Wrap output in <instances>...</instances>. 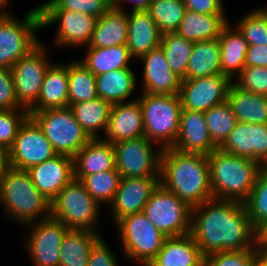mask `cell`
Wrapping results in <instances>:
<instances>
[{
	"instance_id": "6da1fadb",
	"label": "cell",
	"mask_w": 267,
	"mask_h": 266,
	"mask_svg": "<svg viewBox=\"0 0 267 266\" xmlns=\"http://www.w3.org/2000/svg\"><path fill=\"white\" fill-rule=\"evenodd\" d=\"M190 234L204 257L258 247V232L251 225L244 203L238 201L212 198L193 207Z\"/></svg>"
},
{
	"instance_id": "7a4b0ae2",
	"label": "cell",
	"mask_w": 267,
	"mask_h": 266,
	"mask_svg": "<svg viewBox=\"0 0 267 266\" xmlns=\"http://www.w3.org/2000/svg\"><path fill=\"white\" fill-rule=\"evenodd\" d=\"M159 184L173 192L191 208L213 198L208 157L163 149L160 156Z\"/></svg>"
},
{
	"instance_id": "3957f363",
	"label": "cell",
	"mask_w": 267,
	"mask_h": 266,
	"mask_svg": "<svg viewBox=\"0 0 267 266\" xmlns=\"http://www.w3.org/2000/svg\"><path fill=\"white\" fill-rule=\"evenodd\" d=\"M208 157L213 198L244 203L255 185L259 162L214 150Z\"/></svg>"
},
{
	"instance_id": "277c9868",
	"label": "cell",
	"mask_w": 267,
	"mask_h": 266,
	"mask_svg": "<svg viewBox=\"0 0 267 266\" xmlns=\"http://www.w3.org/2000/svg\"><path fill=\"white\" fill-rule=\"evenodd\" d=\"M0 203L7 217L24 226L50 216L51 202L35 187L26 170H7L0 180Z\"/></svg>"
},
{
	"instance_id": "5b68a950",
	"label": "cell",
	"mask_w": 267,
	"mask_h": 266,
	"mask_svg": "<svg viewBox=\"0 0 267 266\" xmlns=\"http://www.w3.org/2000/svg\"><path fill=\"white\" fill-rule=\"evenodd\" d=\"M137 100L143 113L145 137L161 149L172 148L179 132L182 110L179 94L141 93Z\"/></svg>"
},
{
	"instance_id": "8992f818",
	"label": "cell",
	"mask_w": 267,
	"mask_h": 266,
	"mask_svg": "<svg viewBox=\"0 0 267 266\" xmlns=\"http://www.w3.org/2000/svg\"><path fill=\"white\" fill-rule=\"evenodd\" d=\"M100 206L77 179H72L51 201L50 216L68 229L98 232Z\"/></svg>"
},
{
	"instance_id": "52a82bcc",
	"label": "cell",
	"mask_w": 267,
	"mask_h": 266,
	"mask_svg": "<svg viewBox=\"0 0 267 266\" xmlns=\"http://www.w3.org/2000/svg\"><path fill=\"white\" fill-rule=\"evenodd\" d=\"M57 154L74 157L91 138L75 119L71 108L29 112Z\"/></svg>"
},
{
	"instance_id": "ba28073f",
	"label": "cell",
	"mask_w": 267,
	"mask_h": 266,
	"mask_svg": "<svg viewBox=\"0 0 267 266\" xmlns=\"http://www.w3.org/2000/svg\"><path fill=\"white\" fill-rule=\"evenodd\" d=\"M115 227L125 257L140 266H147L156 257L167 238L143 212L121 218Z\"/></svg>"
},
{
	"instance_id": "9c48e42d",
	"label": "cell",
	"mask_w": 267,
	"mask_h": 266,
	"mask_svg": "<svg viewBox=\"0 0 267 266\" xmlns=\"http://www.w3.org/2000/svg\"><path fill=\"white\" fill-rule=\"evenodd\" d=\"M38 30H41V18L34 7L22 20L13 15L0 18V68L11 69L34 49L41 42L37 37Z\"/></svg>"
},
{
	"instance_id": "30bf717a",
	"label": "cell",
	"mask_w": 267,
	"mask_h": 266,
	"mask_svg": "<svg viewBox=\"0 0 267 266\" xmlns=\"http://www.w3.org/2000/svg\"><path fill=\"white\" fill-rule=\"evenodd\" d=\"M143 213L166 237L190 233L192 208L160 184L151 193Z\"/></svg>"
},
{
	"instance_id": "8fae6325",
	"label": "cell",
	"mask_w": 267,
	"mask_h": 266,
	"mask_svg": "<svg viewBox=\"0 0 267 266\" xmlns=\"http://www.w3.org/2000/svg\"><path fill=\"white\" fill-rule=\"evenodd\" d=\"M145 136L113 144L115 167L121 178H159L161 147Z\"/></svg>"
},
{
	"instance_id": "7c38bea8",
	"label": "cell",
	"mask_w": 267,
	"mask_h": 266,
	"mask_svg": "<svg viewBox=\"0 0 267 266\" xmlns=\"http://www.w3.org/2000/svg\"><path fill=\"white\" fill-rule=\"evenodd\" d=\"M42 41L10 69L19 104L29 110L38 100L51 61Z\"/></svg>"
},
{
	"instance_id": "4fadbf2b",
	"label": "cell",
	"mask_w": 267,
	"mask_h": 266,
	"mask_svg": "<svg viewBox=\"0 0 267 266\" xmlns=\"http://www.w3.org/2000/svg\"><path fill=\"white\" fill-rule=\"evenodd\" d=\"M25 228L30 232L24 245L34 266H59L60 245L68 228L52 216L26 225Z\"/></svg>"
},
{
	"instance_id": "5bb4252c",
	"label": "cell",
	"mask_w": 267,
	"mask_h": 266,
	"mask_svg": "<svg viewBox=\"0 0 267 266\" xmlns=\"http://www.w3.org/2000/svg\"><path fill=\"white\" fill-rule=\"evenodd\" d=\"M55 155L57 153L42 129L29 116L20 126L13 145L9 149L10 166L27 171Z\"/></svg>"
},
{
	"instance_id": "9a60e30c",
	"label": "cell",
	"mask_w": 267,
	"mask_h": 266,
	"mask_svg": "<svg viewBox=\"0 0 267 266\" xmlns=\"http://www.w3.org/2000/svg\"><path fill=\"white\" fill-rule=\"evenodd\" d=\"M97 18L71 10H48L41 17V29L58 23L55 43L59 47L88 46Z\"/></svg>"
},
{
	"instance_id": "2e32d148",
	"label": "cell",
	"mask_w": 267,
	"mask_h": 266,
	"mask_svg": "<svg viewBox=\"0 0 267 266\" xmlns=\"http://www.w3.org/2000/svg\"><path fill=\"white\" fill-rule=\"evenodd\" d=\"M231 84L222 74L182 80L179 91L182 109L206 112L224 103Z\"/></svg>"
},
{
	"instance_id": "e0dca14e",
	"label": "cell",
	"mask_w": 267,
	"mask_h": 266,
	"mask_svg": "<svg viewBox=\"0 0 267 266\" xmlns=\"http://www.w3.org/2000/svg\"><path fill=\"white\" fill-rule=\"evenodd\" d=\"M158 184L159 178H121L115 197L109 205L114 223L125 216L143 212Z\"/></svg>"
},
{
	"instance_id": "ac0fdd59",
	"label": "cell",
	"mask_w": 267,
	"mask_h": 266,
	"mask_svg": "<svg viewBox=\"0 0 267 266\" xmlns=\"http://www.w3.org/2000/svg\"><path fill=\"white\" fill-rule=\"evenodd\" d=\"M219 149L231 155L260 162L267 154V124L237 121Z\"/></svg>"
},
{
	"instance_id": "d6986e66",
	"label": "cell",
	"mask_w": 267,
	"mask_h": 266,
	"mask_svg": "<svg viewBox=\"0 0 267 266\" xmlns=\"http://www.w3.org/2000/svg\"><path fill=\"white\" fill-rule=\"evenodd\" d=\"M172 148L205 156L218 149L210 137L204 112L181 110L179 132Z\"/></svg>"
},
{
	"instance_id": "ffe728a7",
	"label": "cell",
	"mask_w": 267,
	"mask_h": 266,
	"mask_svg": "<svg viewBox=\"0 0 267 266\" xmlns=\"http://www.w3.org/2000/svg\"><path fill=\"white\" fill-rule=\"evenodd\" d=\"M138 60L144 66L141 93L179 94L182 79L172 71L160 46Z\"/></svg>"
},
{
	"instance_id": "44dd1931",
	"label": "cell",
	"mask_w": 267,
	"mask_h": 266,
	"mask_svg": "<svg viewBox=\"0 0 267 266\" xmlns=\"http://www.w3.org/2000/svg\"><path fill=\"white\" fill-rule=\"evenodd\" d=\"M27 171L35 187L51 202L74 178L73 158L57 154Z\"/></svg>"
},
{
	"instance_id": "7402d4cb",
	"label": "cell",
	"mask_w": 267,
	"mask_h": 266,
	"mask_svg": "<svg viewBox=\"0 0 267 266\" xmlns=\"http://www.w3.org/2000/svg\"><path fill=\"white\" fill-rule=\"evenodd\" d=\"M145 136L143 113L139 101L113 104L105 138L111 144Z\"/></svg>"
},
{
	"instance_id": "603a6c76",
	"label": "cell",
	"mask_w": 267,
	"mask_h": 266,
	"mask_svg": "<svg viewBox=\"0 0 267 266\" xmlns=\"http://www.w3.org/2000/svg\"><path fill=\"white\" fill-rule=\"evenodd\" d=\"M127 26V47L133 59L160 46L162 33L148 10L127 12Z\"/></svg>"
},
{
	"instance_id": "cb8c5ba5",
	"label": "cell",
	"mask_w": 267,
	"mask_h": 266,
	"mask_svg": "<svg viewBox=\"0 0 267 266\" xmlns=\"http://www.w3.org/2000/svg\"><path fill=\"white\" fill-rule=\"evenodd\" d=\"M147 266H204V256L191 234L167 237Z\"/></svg>"
},
{
	"instance_id": "d4e9b609",
	"label": "cell",
	"mask_w": 267,
	"mask_h": 266,
	"mask_svg": "<svg viewBox=\"0 0 267 266\" xmlns=\"http://www.w3.org/2000/svg\"><path fill=\"white\" fill-rule=\"evenodd\" d=\"M74 176H87L116 170L113 144L102 138L91 139L73 157Z\"/></svg>"
},
{
	"instance_id": "484cf974",
	"label": "cell",
	"mask_w": 267,
	"mask_h": 266,
	"mask_svg": "<svg viewBox=\"0 0 267 266\" xmlns=\"http://www.w3.org/2000/svg\"><path fill=\"white\" fill-rule=\"evenodd\" d=\"M64 107H68V63H52L46 71L38 100L28 111Z\"/></svg>"
},
{
	"instance_id": "4316f807",
	"label": "cell",
	"mask_w": 267,
	"mask_h": 266,
	"mask_svg": "<svg viewBox=\"0 0 267 266\" xmlns=\"http://www.w3.org/2000/svg\"><path fill=\"white\" fill-rule=\"evenodd\" d=\"M127 11L114 4L96 21L87 48H107L127 44Z\"/></svg>"
},
{
	"instance_id": "83f0119b",
	"label": "cell",
	"mask_w": 267,
	"mask_h": 266,
	"mask_svg": "<svg viewBox=\"0 0 267 266\" xmlns=\"http://www.w3.org/2000/svg\"><path fill=\"white\" fill-rule=\"evenodd\" d=\"M228 22L219 36L221 74L232 82L245 67L247 41L238 28Z\"/></svg>"
},
{
	"instance_id": "f1b7e54d",
	"label": "cell",
	"mask_w": 267,
	"mask_h": 266,
	"mask_svg": "<svg viewBox=\"0 0 267 266\" xmlns=\"http://www.w3.org/2000/svg\"><path fill=\"white\" fill-rule=\"evenodd\" d=\"M225 14H200L186 10L176 33L192 42L219 38L223 27L229 22Z\"/></svg>"
},
{
	"instance_id": "f546056e",
	"label": "cell",
	"mask_w": 267,
	"mask_h": 266,
	"mask_svg": "<svg viewBox=\"0 0 267 266\" xmlns=\"http://www.w3.org/2000/svg\"><path fill=\"white\" fill-rule=\"evenodd\" d=\"M236 121L250 124H267V96L239 89L233 83L227 93Z\"/></svg>"
},
{
	"instance_id": "4dcf8cb0",
	"label": "cell",
	"mask_w": 267,
	"mask_h": 266,
	"mask_svg": "<svg viewBox=\"0 0 267 266\" xmlns=\"http://www.w3.org/2000/svg\"><path fill=\"white\" fill-rule=\"evenodd\" d=\"M135 76L132 69H118L97 75L96 91L98 97L111 105L136 100L137 97L133 100L129 99L137 85Z\"/></svg>"
},
{
	"instance_id": "1f68e13d",
	"label": "cell",
	"mask_w": 267,
	"mask_h": 266,
	"mask_svg": "<svg viewBox=\"0 0 267 266\" xmlns=\"http://www.w3.org/2000/svg\"><path fill=\"white\" fill-rule=\"evenodd\" d=\"M219 39L194 42L187 63L186 80L221 74Z\"/></svg>"
},
{
	"instance_id": "d6a6232c",
	"label": "cell",
	"mask_w": 267,
	"mask_h": 266,
	"mask_svg": "<svg viewBox=\"0 0 267 266\" xmlns=\"http://www.w3.org/2000/svg\"><path fill=\"white\" fill-rule=\"evenodd\" d=\"M100 236L86 229H68L60 245L59 266H87L91 246Z\"/></svg>"
},
{
	"instance_id": "836d02e7",
	"label": "cell",
	"mask_w": 267,
	"mask_h": 266,
	"mask_svg": "<svg viewBox=\"0 0 267 266\" xmlns=\"http://www.w3.org/2000/svg\"><path fill=\"white\" fill-rule=\"evenodd\" d=\"M86 55L79 61L95 76L118 69H131L133 59L127 44L107 48H86Z\"/></svg>"
},
{
	"instance_id": "e575fe53",
	"label": "cell",
	"mask_w": 267,
	"mask_h": 266,
	"mask_svg": "<svg viewBox=\"0 0 267 266\" xmlns=\"http://www.w3.org/2000/svg\"><path fill=\"white\" fill-rule=\"evenodd\" d=\"M111 104L97 97L93 100L71 104L75 119L91 139L101 138L108 125ZM100 130V131H99Z\"/></svg>"
},
{
	"instance_id": "d590c367",
	"label": "cell",
	"mask_w": 267,
	"mask_h": 266,
	"mask_svg": "<svg viewBox=\"0 0 267 266\" xmlns=\"http://www.w3.org/2000/svg\"><path fill=\"white\" fill-rule=\"evenodd\" d=\"M96 76L79 60L68 63V106L97 98Z\"/></svg>"
},
{
	"instance_id": "8d00e7d4",
	"label": "cell",
	"mask_w": 267,
	"mask_h": 266,
	"mask_svg": "<svg viewBox=\"0 0 267 266\" xmlns=\"http://www.w3.org/2000/svg\"><path fill=\"white\" fill-rule=\"evenodd\" d=\"M194 42L185 39L176 32L162 34L160 47L172 71L182 80H186L187 63Z\"/></svg>"
},
{
	"instance_id": "74e56055",
	"label": "cell",
	"mask_w": 267,
	"mask_h": 266,
	"mask_svg": "<svg viewBox=\"0 0 267 266\" xmlns=\"http://www.w3.org/2000/svg\"><path fill=\"white\" fill-rule=\"evenodd\" d=\"M74 179L84 185L85 190L100 206L104 202L109 206L118 190L121 175L117 170H106L87 176H74Z\"/></svg>"
},
{
	"instance_id": "f35d334b",
	"label": "cell",
	"mask_w": 267,
	"mask_h": 266,
	"mask_svg": "<svg viewBox=\"0 0 267 266\" xmlns=\"http://www.w3.org/2000/svg\"><path fill=\"white\" fill-rule=\"evenodd\" d=\"M186 10L183 0H155L148 9L162 34L176 32Z\"/></svg>"
},
{
	"instance_id": "ab89813d",
	"label": "cell",
	"mask_w": 267,
	"mask_h": 266,
	"mask_svg": "<svg viewBox=\"0 0 267 266\" xmlns=\"http://www.w3.org/2000/svg\"><path fill=\"white\" fill-rule=\"evenodd\" d=\"M210 137L219 148L234 129L236 117L227 101L204 112Z\"/></svg>"
},
{
	"instance_id": "60d3db41",
	"label": "cell",
	"mask_w": 267,
	"mask_h": 266,
	"mask_svg": "<svg viewBox=\"0 0 267 266\" xmlns=\"http://www.w3.org/2000/svg\"><path fill=\"white\" fill-rule=\"evenodd\" d=\"M113 4L112 0H47L35 8L40 18L48 10H71L99 19Z\"/></svg>"
},
{
	"instance_id": "b9f144b4",
	"label": "cell",
	"mask_w": 267,
	"mask_h": 266,
	"mask_svg": "<svg viewBox=\"0 0 267 266\" xmlns=\"http://www.w3.org/2000/svg\"><path fill=\"white\" fill-rule=\"evenodd\" d=\"M251 225L259 232L267 224V172L259 171L255 185L244 202Z\"/></svg>"
},
{
	"instance_id": "7bdbcfd3",
	"label": "cell",
	"mask_w": 267,
	"mask_h": 266,
	"mask_svg": "<svg viewBox=\"0 0 267 266\" xmlns=\"http://www.w3.org/2000/svg\"><path fill=\"white\" fill-rule=\"evenodd\" d=\"M237 23L248 46L267 45V6L246 13Z\"/></svg>"
},
{
	"instance_id": "ee69618b",
	"label": "cell",
	"mask_w": 267,
	"mask_h": 266,
	"mask_svg": "<svg viewBox=\"0 0 267 266\" xmlns=\"http://www.w3.org/2000/svg\"><path fill=\"white\" fill-rule=\"evenodd\" d=\"M29 117L26 109H0V145L8 150L12 147L20 126Z\"/></svg>"
},
{
	"instance_id": "f6af8a7d",
	"label": "cell",
	"mask_w": 267,
	"mask_h": 266,
	"mask_svg": "<svg viewBox=\"0 0 267 266\" xmlns=\"http://www.w3.org/2000/svg\"><path fill=\"white\" fill-rule=\"evenodd\" d=\"M232 83L239 89L267 96V67L245 66Z\"/></svg>"
},
{
	"instance_id": "bcb514c9",
	"label": "cell",
	"mask_w": 267,
	"mask_h": 266,
	"mask_svg": "<svg viewBox=\"0 0 267 266\" xmlns=\"http://www.w3.org/2000/svg\"><path fill=\"white\" fill-rule=\"evenodd\" d=\"M254 249L219 251L204 257V266H252Z\"/></svg>"
},
{
	"instance_id": "7dc6e473",
	"label": "cell",
	"mask_w": 267,
	"mask_h": 266,
	"mask_svg": "<svg viewBox=\"0 0 267 266\" xmlns=\"http://www.w3.org/2000/svg\"><path fill=\"white\" fill-rule=\"evenodd\" d=\"M0 109H24L18 102L9 68H0Z\"/></svg>"
},
{
	"instance_id": "c3c4849f",
	"label": "cell",
	"mask_w": 267,
	"mask_h": 266,
	"mask_svg": "<svg viewBox=\"0 0 267 266\" xmlns=\"http://www.w3.org/2000/svg\"><path fill=\"white\" fill-rule=\"evenodd\" d=\"M100 236L91 246L87 266H119L117 257Z\"/></svg>"
},
{
	"instance_id": "681fc988",
	"label": "cell",
	"mask_w": 267,
	"mask_h": 266,
	"mask_svg": "<svg viewBox=\"0 0 267 266\" xmlns=\"http://www.w3.org/2000/svg\"><path fill=\"white\" fill-rule=\"evenodd\" d=\"M186 9L200 14H225L222 0H183Z\"/></svg>"
},
{
	"instance_id": "f907efd6",
	"label": "cell",
	"mask_w": 267,
	"mask_h": 266,
	"mask_svg": "<svg viewBox=\"0 0 267 266\" xmlns=\"http://www.w3.org/2000/svg\"><path fill=\"white\" fill-rule=\"evenodd\" d=\"M245 66L267 67V45L248 46Z\"/></svg>"
},
{
	"instance_id": "816d5d0a",
	"label": "cell",
	"mask_w": 267,
	"mask_h": 266,
	"mask_svg": "<svg viewBox=\"0 0 267 266\" xmlns=\"http://www.w3.org/2000/svg\"><path fill=\"white\" fill-rule=\"evenodd\" d=\"M123 1L132 5V10H148L150 7V3L153 0H114V5L122 10L124 9Z\"/></svg>"
},
{
	"instance_id": "f5cc1de1",
	"label": "cell",
	"mask_w": 267,
	"mask_h": 266,
	"mask_svg": "<svg viewBox=\"0 0 267 266\" xmlns=\"http://www.w3.org/2000/svg\"><path fill=\"white\" fill-rule=\"evenodd\" d=\"M10 167L9 150L0 145V180Z\"/></svg>"
},
{
	"instance_id": "db71d44e",
	"label": "cell",
	"mask_w": 267,
	"mask_h": 266,
	"mask_svg": "<svg viewBox=\"0 0 267 266\" xmlns=\"http://www.w3.org/2000/svg\"><path fill=\"white\" fill-rule=\"evenodd\" d=\"M252 266H267V250L259 246L254 249Z\"/></svg>"
},
{
	"instance_id": "11a10c76",
	"label": "cell",
	"mask_w": 267,
	"mask_h": 266,
	"mask_svg": "<svg viewBox=\"0 0 267 266\" xmlns=\"http://www.w3.org/2000/svg\"><path fill=\"white\" fill-rule=\"evenodd\" d=\"M258 246L267 250V224L258 232Z\"/></svg>"
},
{
	"instance_id": "9f6ffc18",
	"label": "cell",
	"mask_w": 267,
	"mask_h": 266,
	"mask_svg": "<svg viewBox=\"0 0 267 266\" xmlns=\"http://www.w3.org/2000/svg\"><path fill=\"white\" fill-rule=\"evenodd\" d=\"M8 1L9 0H0V18H4V17H7L9 15H12V14H10L11 12H8V11L6 12V10H5V9H7L6 6H7Z\"/></svg>"
},
{
	"instance_id": "6f0895ef",
	"label": "cell",
	"mask_w": 267,
	"mask_h": 266,
	"mask_svg": "<svg viewBox=\"0 0 267 266\" xmlns=\"http://www.w3.org/2000/svg\"><path fill=\"white\" fill-rule=\"evenodd\" d=\"M259 171L267 172V154L264 158L259 162Z\"/></svg>"
}]
</instances>
